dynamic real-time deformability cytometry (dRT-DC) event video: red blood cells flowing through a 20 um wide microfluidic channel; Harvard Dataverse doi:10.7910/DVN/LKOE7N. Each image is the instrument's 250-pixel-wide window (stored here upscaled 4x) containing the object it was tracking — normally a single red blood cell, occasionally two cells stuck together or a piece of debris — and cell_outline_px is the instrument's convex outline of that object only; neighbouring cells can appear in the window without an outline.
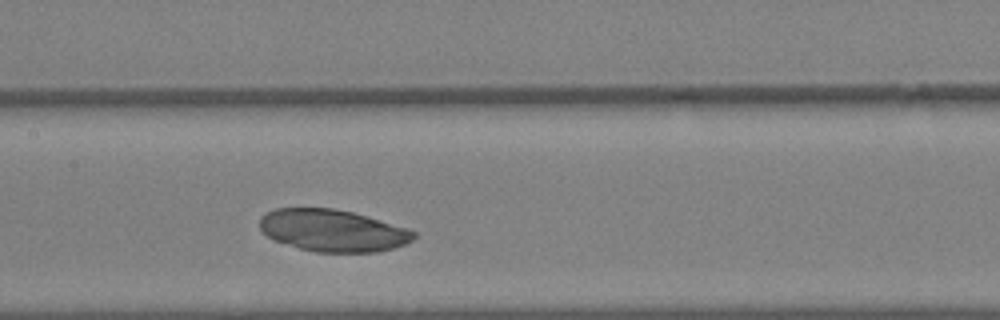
{"species": "Egyptian fruit bat (a non-hibernating species)", "species_latin": "Rousettus aegyptiacus", "temperature_condition": "warm", "stored_images_in_passage": 22, "camera_frame_rate_fps": 3000, "um_per_image_px": 0.085, "animal": {"sex": "female"}, "frame": {"image": 1, "passage_image": 10, "time_ms": 3.0, "image_size_px": [1000, 320], "cell_outline_px": [[416, 236], [408, 244], [380, 252], [316, 252], [296, 248], [276, 240], [268, 236], [260, 228], [260, 216], [276, 208], [332, 208], [352, 212], [408, 228], [416, 232]], "centroid_in_image_um": [28.31, 19.6], "position_along_channel_um": 179.1, "area_um2": 37.8}}
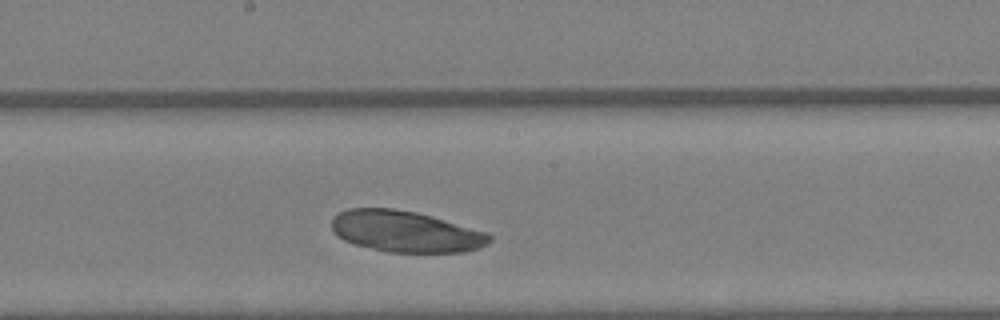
{"frame": {"image": 2, "passage_image": 12, "time_ms": 3.667, "image_size_px": [1000, 320], "cell_outline_px": [[492, 240], [488, 244], [480, 248], [464, 252], [384, 252], [352, 244], [336, 236], [332, 232], [332, 216], [348, 208], [392, 208], [416, 212], [432, 216], [488, 232], [492, 236]], "centroid_in_image_um": [34.46, 19.68], "position_along_channel_um": 213.7, "area_um2": 38.44}}